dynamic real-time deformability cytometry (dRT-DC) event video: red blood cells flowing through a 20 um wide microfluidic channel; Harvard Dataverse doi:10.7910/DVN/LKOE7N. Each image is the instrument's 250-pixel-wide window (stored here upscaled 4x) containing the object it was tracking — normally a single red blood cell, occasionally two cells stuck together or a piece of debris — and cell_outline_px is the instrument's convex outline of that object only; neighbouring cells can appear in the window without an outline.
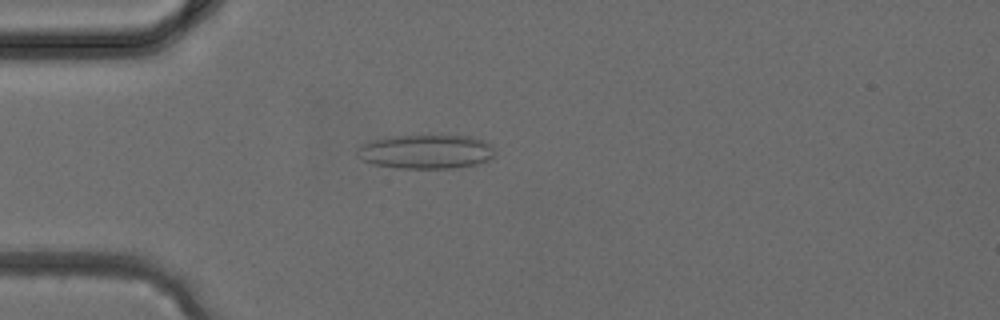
{"species": "common noctule bat (a hibernating species)", "species_latin": "Nyctalus noctula", "temperature_condition": "cold", "stored_images_in_passage": 30, "camera_frame_rate_fps": 3000, "um_per_image_px": 0.085, "animal": {"sex": "female", "body_mass_g": 24.6, "forearm_length_mm": 56.2}, "frame": {"image": 1, "passage_image": 7, "time_ms": 2.0, "image_size_px": [1000, 320], "cell_outline_px": [[492, 160], [476, 164], [452, 168], [396, 168], [372, 164], [356, 156], [356, 152], [364, 144], [372, 140], [392, 136], [472, 136], [484, 140], [492, 144]], "centroid_in_image_um": [36.23, 12.9], "position_along_channel_um": 48.8, "area_um2": 27.28}}
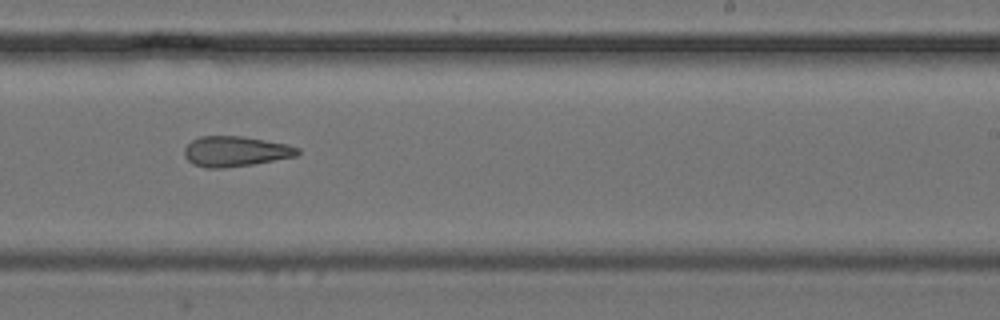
{"frame": {"image": 2, "passage_image": 20, "time_ms": 6.333, "image_size_px": [1000, 320], "cell_outline_px": [[300, 152], [296, 156], [252, 164], [224, 168], [204, 168], [192, 164], [184, 156], [184, 148], [192, 140], [200, 136], [244, 136], [288, 144], [300, 148]], "centroid_in_image_um": [20.0, 12.86], "position_along_channel_um": 269.0, "area_um2": 20.11}}
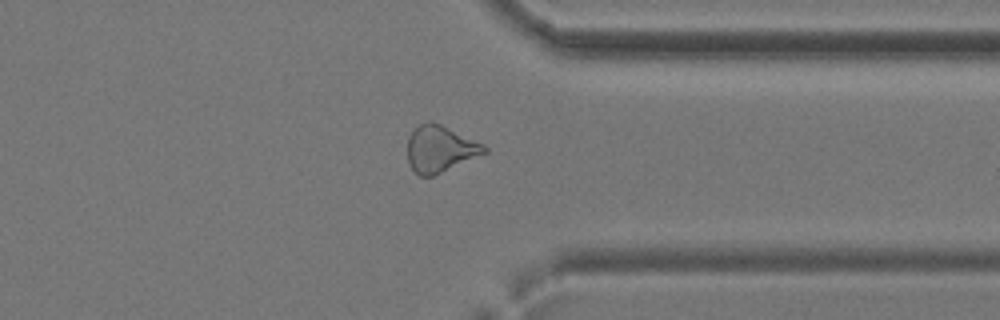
{"frame": {"image": 3, "passage_image": 26, "time_ms": 8.333, "image_size_px": [1000, 320], "cell_outline_px": [[488, 152], [432, 176], [420, 176], [408, 164], [408, 136], [420, 124], [428, 120], [432, 120], [484, 144], [488, 148]], "centroid_in_image_um": [37.41, 12.64], "position_along_channel_um": 374.0, "area_um2": 20.75}}